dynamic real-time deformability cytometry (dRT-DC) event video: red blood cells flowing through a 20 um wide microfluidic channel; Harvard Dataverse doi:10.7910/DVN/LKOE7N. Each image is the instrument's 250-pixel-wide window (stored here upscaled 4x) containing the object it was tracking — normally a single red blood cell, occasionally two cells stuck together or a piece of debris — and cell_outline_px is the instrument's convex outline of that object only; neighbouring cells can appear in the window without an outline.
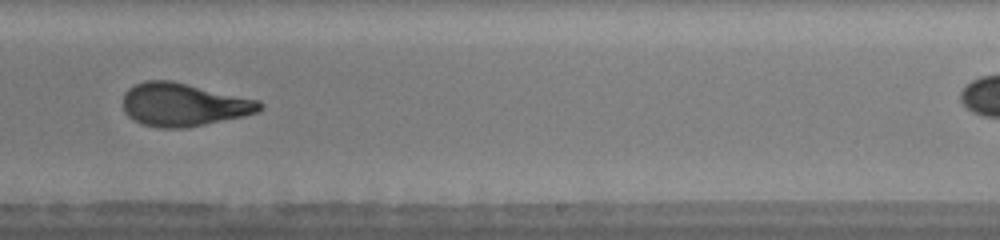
{"species": "human", "species_latin": "Homo sapiens", "temperature_condition": "warm", "stored_images_in_passage": 30, "camera_frame_rate_fps": 3000, "um_per_image_px": 0.085, "donor": {"sex": "male"}, "frame": {"image": 1, "passage_image": 22, "time_ms": 10.667, "image_size_px": [1000, 240], "cell_outline_px": [[264, 108], [256, 112], [244, 116], [184, 128], [160, 128], [140, 124], [132, 120], [124, 112], [124, 92], [128, 88], [144, 80], [172, 80], [260, 100], [264, 104]], "centroid_in_image_um": [15.6, 8.89], "position_along_channel_um": 273.4, "area_um2": 34.62}}